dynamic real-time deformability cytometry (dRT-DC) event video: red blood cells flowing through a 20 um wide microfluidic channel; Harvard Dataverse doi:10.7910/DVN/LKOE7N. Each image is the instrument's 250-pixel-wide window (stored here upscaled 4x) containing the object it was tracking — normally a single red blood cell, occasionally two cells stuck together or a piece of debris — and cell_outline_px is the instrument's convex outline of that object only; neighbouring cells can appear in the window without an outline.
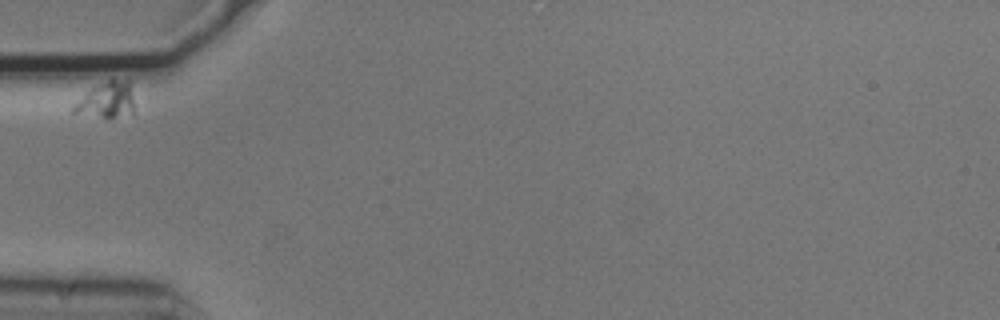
{"species": "common noctule bat (a hibernating species)", "species_latin": "Nyctalus noctula", "temperature_condition": "cold", "stored_images_in_passage": 3, "camera_frame_rate_fps": 3000, "um_per_image_px": 0.085, "animal": {"sex": "male", "body_mass_g": 20.5, "forearm_length_mm": 52.5}, "frame": {"image": 1, "passage_image": 1, "time_ms": 0.0, "image_size_px": [1000, 320], "cell_outline_px": [[132, 112], [108, 120], [72, 112], [72, 108], [92, 88], [112, 76], [128, 80], [132, 96]], "centroid_in_image_um": [9.07, 8.49], "position_along_channel_um": 75.9, "area_um2": 12.72}}
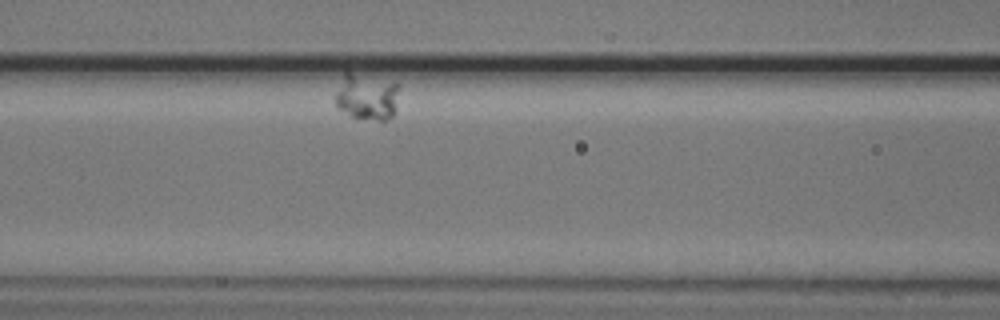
{"frame": {"image": 2, "passage_image": 3, "time_ms": 0.667, "image_size_px": [1000, 320], "cell_outline_px": [[400, 88], [392, 116], [388, 120], [376, 120], [352, 116], [336, 108], [336, 92], [344, 68], [400, 84]], "centroid_in_image_um": [31.15, 8.15], "position_along_channel_um": 135.5, "area_um2": 17.74}}